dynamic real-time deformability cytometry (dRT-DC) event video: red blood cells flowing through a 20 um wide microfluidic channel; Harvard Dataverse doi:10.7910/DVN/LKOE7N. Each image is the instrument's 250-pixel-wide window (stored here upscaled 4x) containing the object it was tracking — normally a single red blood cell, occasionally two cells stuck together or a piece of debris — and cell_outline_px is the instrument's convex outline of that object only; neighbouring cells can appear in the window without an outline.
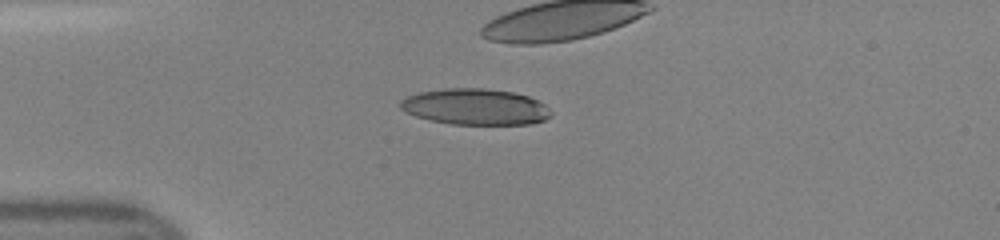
{"species": "human", "species_latin": "Homo sapiens", "temperature_condition": "room temperature", "stored_images_in_passage": 37, "camera_frame_rate_fps": 3000, "um_per_image_px": 0.085, "donor": {"sex": "female"}, "frame": {"image": 1, "passage_image": 11, "time_ms": 3.333, "image_size_px": [1000, 240], "cell_outline_px": [[552, 116], [544, 120], [532, 124], [452, 124], [432, 120], [416, 116], [404, 112], [400, 108], [400, 100], [408, 96], [420, 92], [444, 88], [484, 88], [512, 92], [528, 96], [544, 104], [552, 112]], "centroid_in_image_um": [40.41, 9.08], "position_along_channel_um": 44.6, "area_um2": 31.67}}
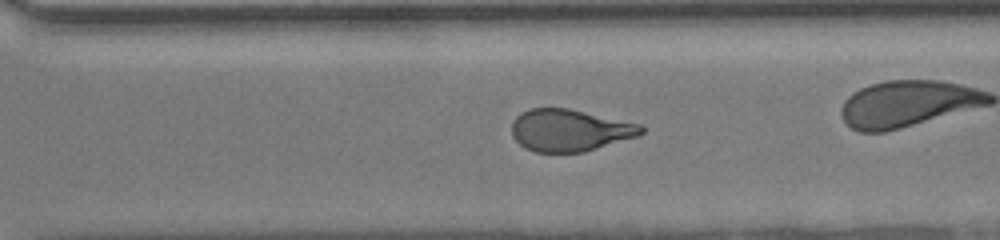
{"frame": {"image": 2, "passage_image": 32, "time_ms": 10.333, "image_size_px": [1000, 240], "cell_outline_px": [[644, 132], [640, 136], [584, 152], [536, 152], [524, 148], [512, 136], [512, 120], [520, 112], [528, 108], [568, 108], [640, 124], [644, 128]], "centroid_in_image_um": [48.42, 11.07], "position_along_channel_um": 322.2, "area_um2": 31.91}}